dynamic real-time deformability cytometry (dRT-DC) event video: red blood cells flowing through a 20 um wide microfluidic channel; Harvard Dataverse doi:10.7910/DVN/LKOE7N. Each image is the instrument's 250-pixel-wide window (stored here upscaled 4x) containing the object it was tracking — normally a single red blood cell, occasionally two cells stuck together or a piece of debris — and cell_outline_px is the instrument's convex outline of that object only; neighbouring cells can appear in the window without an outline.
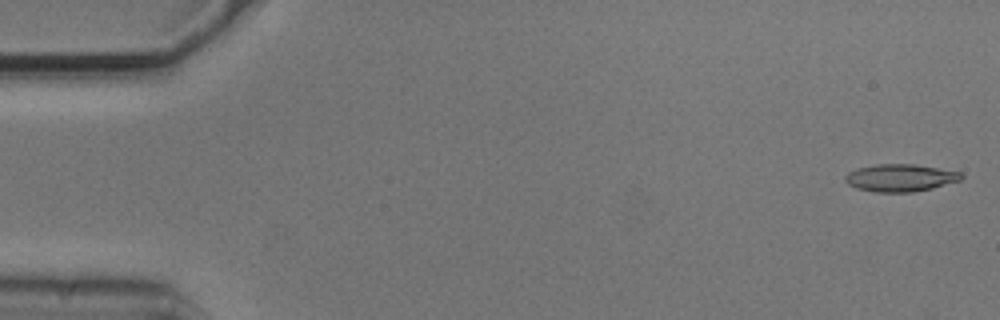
{"species": "common noctule bat (a hibernating species)", "species_latin": "Nyctalus noctula", "temperature_condition": "cold", "stored_images_in_passage": 53, "camera_frame_rate_fps": 3000, "um_per_image_px": 0.085, "animal": {"sex": "male", "body_mass_g": 20.5, "forearm_length_mm": 52.5}, "frame": {"image": 1, "passage_image": 1, "time_ms": 0.0, "image_size_px": [1000, 320], "cell_outline_px": [[964, 176], [960, 180], [932, 188], [912, 192], [876, 192], [856, 188], [848, 184], [844, 180], [844, 176], [848, 172], [856, 168], [876, 164], [912, 164], [960, 172]], "centroid_in_image_um": [76.47, 15.11], "position_along_channel_um": 8.5, "area_um2": 18.44}}
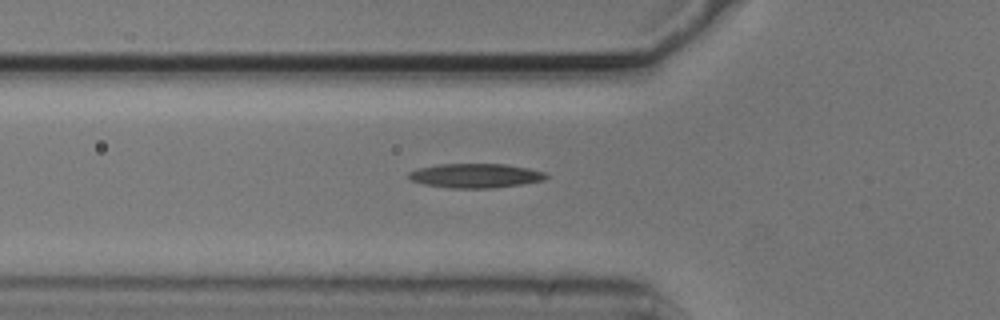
{"frame": {"image": 2, "passage_image": 18, "time_ms": 5.667, "image_size_px": [1000, 320], "cell_outline_px": [[548, 176], [544, 180], [520, 184], [492, 188], [448, 188], [424, 184], [412, 180], [408, 176], [408, 172], [420, 168], [436, 164], [504, 164], [528, 168], [544, 172]], "centroid_in_image_um": [40.4, 14.93], "position_along_channel_um": 85.4, "area_um2": 19.31}}
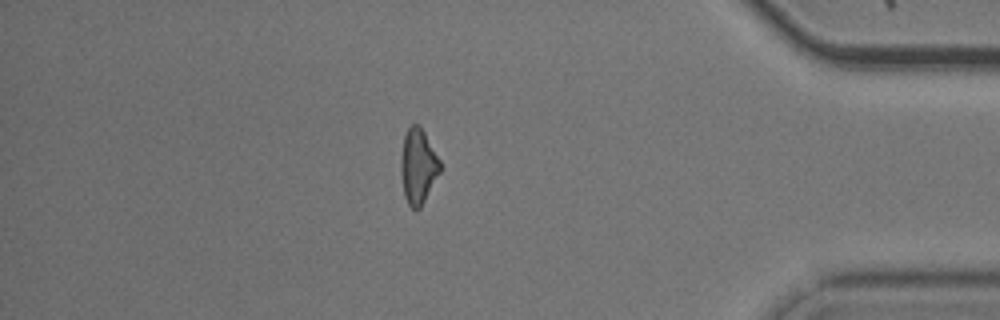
{"frame": {"image": 3, "passage_image": 46, "time_ms": 15.0, "image_size_px": [1000, 320], "cell_outline_px": [[440, 172], [420, 208], [416, 212], [408, 204], [404, 196], [400, 168], [400, 160], [404, 136], [408, 128], [412, 124], [420, 124], [440, 160]], "centroid_in_image_um": [35.52, 14.13], "position_along_channel_um": 399.7, "area_um2": 17.17}}